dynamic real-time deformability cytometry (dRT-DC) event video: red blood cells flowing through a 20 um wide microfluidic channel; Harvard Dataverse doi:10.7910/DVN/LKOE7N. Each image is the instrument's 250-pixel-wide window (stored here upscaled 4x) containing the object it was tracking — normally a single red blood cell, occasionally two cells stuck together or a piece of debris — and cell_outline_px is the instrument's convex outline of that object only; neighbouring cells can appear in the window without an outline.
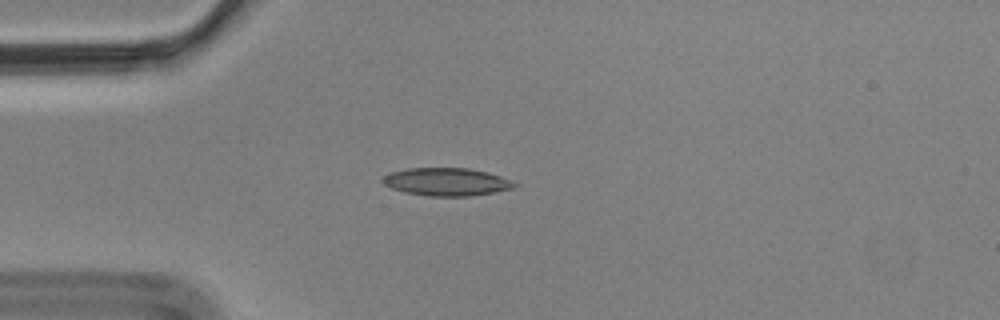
{"species": "Egyptian fruit bat (a non-hibernating species)", "species_latin": "Rousettus aegyptiacus", "temperature_condition": "cold", "stored_images_in_passage": 7, "camera_frame_rate_fps": 3000, "um_per_image_px": 0.085, "animal": {"sex": "male"}, "frame": {"image": 1, "passage_image": 1, "time_ms": 0.0, "image_size_px": [1000, 320], "cell_outline_px": [[520, 184], [516, 188], [496, 192], [472, 196], [428, 196], [404, 192], [392, 188], [384, 184], [380, 180], [384, 176], [392, 172], [408, 168], [468, 168], [488, 172], [512, 180]], "centroid_in_image_um": [38.02, 15.46], "position_along_channel_um": 47.0, "area_um2": 21.62}}
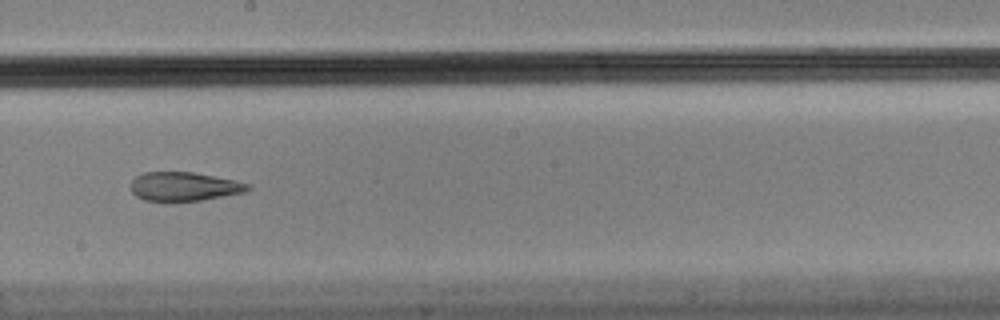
{"frame": {"image": 2, "passage_image": 6, "time_ms": 1.667, "image_size_px": [1000, 320], "cell_outline_px": [[252, 188], [248, 192], [200, 200], [168, 204], [164, 204], [144, 200], [136, 196], [132, 192], [132, 180], [136, 176], [144, 172], [192, 172], [236, 180], [252, 184]], "centroid_in_image_um": [15.67, 15.89], "position_along_channel_um": 232.5, "area_um2": 20.46}}
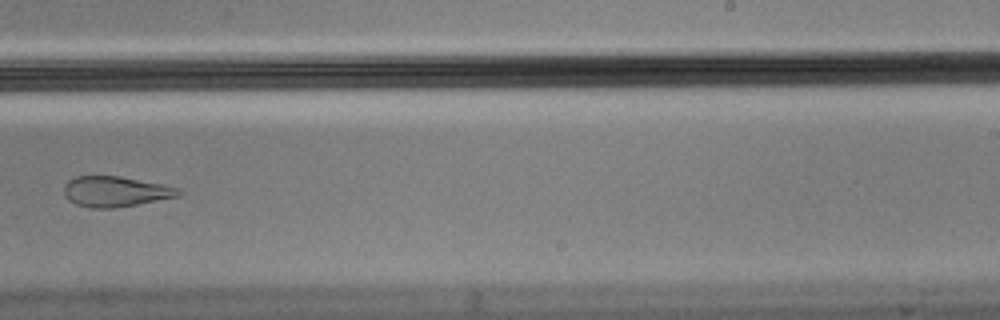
{"frame": {"image": 3, "passage_image": 7, "time_ms": 2.0, "image_size_px": [1000, 320], "cell_outline_px": [[184, 192], [180, 196], [116, 208], [92, 208], [76, 204], [68, 200], [64, 196], [64, 184], [68, 180], [76, 176], [120, 176], [160, 184], [176, 188]], "centroid_in_image_um": [9.78, 16.28], "position_along_channel_um": 279.2, "area_um2": 20.29}}